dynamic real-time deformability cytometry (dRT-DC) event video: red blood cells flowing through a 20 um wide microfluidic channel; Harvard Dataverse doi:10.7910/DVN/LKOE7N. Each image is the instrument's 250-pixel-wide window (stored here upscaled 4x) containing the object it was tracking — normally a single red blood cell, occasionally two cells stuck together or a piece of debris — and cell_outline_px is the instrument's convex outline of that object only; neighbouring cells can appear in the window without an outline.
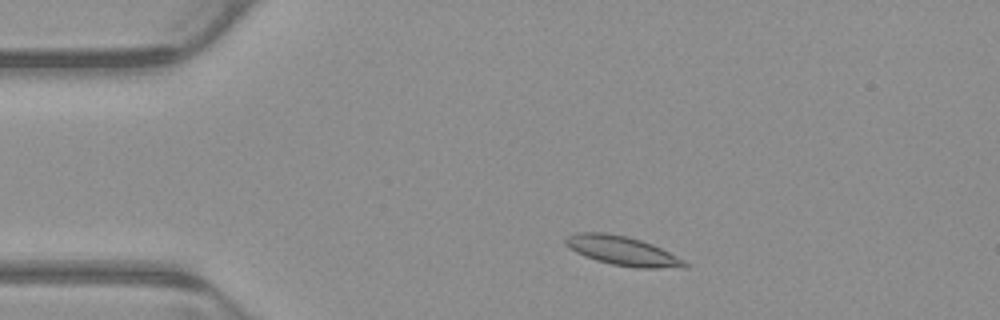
{"species": "common noctule bat (a hibernating species)", "species_latin": "Nyctalus noctula", "temperature_condition": "warm", "stored_images_in_passage": 3, "camera_frame_rate_fps": 3000, "um_per_image_px": 0.085, "animal": {"sex": "male", "body_mass_g": 23.1, "forearm_length_mm": 52.7}, "frame": {"image": 1, "passage_image": 1, "time_ms": 0.0, "image_size_px": [1000, 320], "cell_outline_px": [[692, 264], [688, 268], [640, 268], [612, 264], [596, 260], [584, 256], [568, 248], [564, 244], [564, 240], [568, 236], [576, 232], [604, 232], [624, 236], [640, 240], [652, 244]], "centroid_in_image_um": [52.91, 21.33], "position_along_channel_um": 32.1, "area_um2": 20.29}}
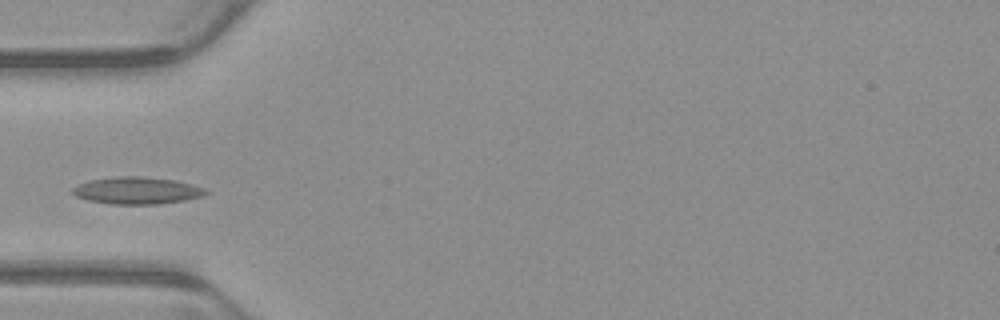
{"frame": {"image": 2, "passage_image": 3, "time_ms": 0.667, "image_size_px": [1000, 320], "cell_outline_px": [[208, 192], [204, 196], [184, 200], [156, 204], [108, 204], [88, 200], [76, 196], [72, 192], [72, 188], [76, 184], [88, 180], [112, 176], [144, 176], [176, 180], [192, 184], [204, 188]], "centroid_in_image_um": [11.61, 16.18], "position_along_channel_um": 73.4, "area_um2": 21.27}}